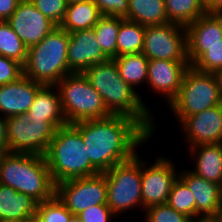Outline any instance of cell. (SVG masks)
<instances>
[{"mask_svg": "<svg viewBox=\"0 0 222 222\" xmlns=\"http://www.w3.org/2000/svg\"><path fill=\"white\" fill-rule=\"evenodd\" d=\"M73 125L82 135L91 164L100 173L131 159L138 153L136 149L152 137L135 119L124 115Z\"/></svg>", "mask_w": 222, "mask_h": 222, "instance_id": "6da1fadb", "label": "cell"}, {"mask_svg": "<svg viewBox=\"0 0 222 222\" xmlns=\"http://www.w3.org/2000/svg\"><path fill=\"white\" fill-rule=\"evenodd\" d=\"M83 75L101 95L106 108L112 115L131 117L151 136L156 133L151 109L146 106L136 89L121 78L117 65L112 59L90 66Z\"/></svg>", "mask_w": 222, "mask_h": 222, "instance_id": "7a4b0ae2", "label": "cell"}, {"mask_svg": "<svg viewBox=\"0 0 222 222\" xmlns=\"http://www.w3.org/2000/svg\"><path fill=\"white\" fill-rule=\"evenodd\" d=\"M0 183L38 203L52 199L56 192L45 157L38 154L6 152L0 160Z\"/></svg>", "mask_w": 222, "mask_h": 222, "instance_id": "3957f363", "label": "cell"}, {"mask_svg": "<svg viewBox=\"0 0 222 222\" xmlns=\"http://www.w3.org/2000/svg\"><path fill=\"white\" fill-rule=\"evenodd\" d=\"M44 157L55 184L100 173L91 164L82 135L73 124L57 128Z\"/></svg>", "mask_w": 222, "mask_h": 222, "instance_id": "277c9868", "label": "cell"}, {"mask_svg": "<svg viewBox=\"0 0 222 222\" xmlns=\"http://www.w3.org/2000/svg\"><path fill=\"white\" fill-rule=\"evenodd\" d=\"M69 33L57 26L37 45L28 49L23 75L43 85H56L69 75Z\"/></svg>", "mask_w": 222, "mask_h": 222, "instance_id": "5b68a950", "label": "cell"}, {"mask_svg": "<svg viewBox=\"0 0 222 222\" xmlns=\"http://www.w3.org/2000/svg\"><path fill=\"white\" fill-rule=\"evenodd\" d=\"M67 124L102 119L112 114L83 73L66 75L56 84Z\"/></svg>", "mask_w": 222, "mask_h": 222, "instance_id": "8992f818", "label": "cell"}, {"mask_svg": "<svg viewBox=\"0 0 222 222\" xmlns=\"http://www.w3.org/2000/svg\"><path fill=\"white\" fill-rule=\"evenodd\" d=\"M214 73L201 72L190 66L183 77L178 95L167 106L179 123L188 116L221 104Z\"/></svg>", "mask_w": 222, "mask_h": 222, "instance_id": "52a82bcc", "label": "cell"}, {"mask_svg": "<svg viewBox=\"0 0 222 222\" xmlns=\"http://www.w3.org/2000/svg\"><path fill=\"white\" fill-rule=\"evenodd\" d=\"M107 183V205L115 214L138 206L143 209L141 194L142 158L136 153L128 161L103 172Z\"/></svg>", "mask_w": 222, "mask_h": 222, "instance_id": "ba28073f", "label": "cell"}, {"mask_svg": "<svg viewBox=\"0 0 222 222\" xmlns=\"http://www.w3.org/2000/svg\"><path fill=\"white\" fill-rule=\"evenodd\" d=\"M56 128L47 120H32L25 115L7 118L8 152L45 155Z\"/></svg>", "mask_w": 222, "mask_h": 222, "instance_id": "9c48e42d", "label": "cell"}, {"mask_svg": "<svg viewBox=\"0 0 222 222\" xmlns=\"http://www.w3.org/2000/svg\"><path fill=\"white\" fill-rule=\"evenodd\" d=\"M142 53L148 59L189 61L185 26L175 23L145 26Z\"/></svg>", "mask_w": 222, "mask_h": 222, "instance_id": "30bf717a", "label": "cell"}, {"mask_svg": "<svg viewBox=\"0 0 222 222\" xmlns=\"http://www.w3.org/2000/svg\"><path fill=\"white\" fill-rule=\"evenodd\" d=\"M55 195L73 215L93 205L107 204L105 175L98 173L58 183Z\"/></svg>", "mask_w": 222, "mask_h": 222, "instance_id": "8fae6325", "label": "cell"}, {"mask_svg": "<svg viewBox=\"0 0 222 222\" xmlns=\"http://www.w3.org/2000/svg\"><path fill=\"white\" fill-rule=\"evenodd\" d=\"M142 159L141 194L143 209L160 204H167L173 183L179 176L171 159L158 157L148 166Z\"/></svg>", "mask_w": 222, "mask_h": 222, "instance_id": "7c38bea8", "label": "cell"}, {"mask_svg": "<svg viewBox=\"0 0 222 222\" xmlns=\"http://www.w3.org/2000/svg\"><path fill=\"white\" fill-rule=\"evenodd\" d=\"M7 22L28 49L57 27L30 0H21Z\"/></svg>", "mask_w": 222, "mask_h": 222, "instance_id": "4fadbf2b", "label": "cell"}, {"mask_svg": "<svg viewBox=\"0 0 222 222\" xmlns=\"http://www.w3.org/2000/svg\"><path fill=\"white\" fill-rule=\"evenodd\" d=\"M181 124V125H180ZM179 125L185 134L187 147L222 142V103L185 117Z\"/></svg>", "mask_w": 222, "mask_h": 222, "instance_id": "5bb4252c", "label": "cell"}, {"mask_svg": "<svg viewBox=\"0 0 222 222\" xmlns=\"http://www.w3.org/2000/svg\"><path fill=\"white\" fill-rule=\"evenodd\" d=\"M189 61L149 59L147 85L151 91L164 96L168 105L178 95Z\"/></svg>", "mask_w": 222, "mask_h": 222, "instance_id": "9a60e30c", "label": "cell"}, {"mask_svg": "<svg viewBox=\"0 0 222 222\" xmlns=\"http://www.w3.org/2000/svg\"><path fill=\"white\" fill-rule=\"evenodd\" d=\"M110 60L102 51L93 28L69 33L67 61L69 74L83 73L92 65Z\"/></svg>", "mask_w": 222, "mask_h": 222, "instance_id": "2e32d148", "label": "cell"}, {"mask_svg": "<svg viewBox=\"0 0 222 222\" xmlns=\"http://www.w3.org/2000/svg\"><path fill=\"white\" fill-rule=\"evenodd\" d=\"M179 177L194 195L196 219L217 218L222 209L221 185L210 182L190 170H181Z\"/></svg>", "mask_w": 222, "mask_h": 222, "instance_id": "e0dca14e", "label": "cell"}, {"mask_svg": "<svg viewBox=\"0 0 222 222\" xmlns=\"http://www.w3.org/2000/svg\"><path fill=\"white\" fill-rule=\"evenodd\" d=\"M42 86L24 75L15 82L0 85V115L6 118L25 115Z\"/></svg>", "mask_w": 222, "mask_h": 222, "instance_id": "ac0fdd59", "label": "cell"}, {"mask_svg": "<svg viewBox=\"0 0 222 222\" xmlns=\"http://www.w3.org/2000/svg\"><path fill=\"white\" fill-rule=\"evenodd\" d=\"M185 29L190 65L203 54V45H214L222 39V30L210 13L200 16L197 20L186 26Z\"/></svg>", "mask_w": 222, "mask_h": 222, "instance_id": "d6986e66", "label": "cell"}, {"mask_svg": "<svg viewBox=\"0 0 222 222\" xmlns=\"http://www.w3.org/2000/svg\"><path fill=\"white\" fill-rule=\"evenodd\" d=\"M27 120L49 121L56 129L67 124L61 107L60 93L56 85H43L37 92L33 104L25 114Z\"/></svg>", "mask_w": 222, "mask_h": 222, "instance_id": "ffe728a7", "label": "cell"}, {"mask_svg": "<svg viewBox=\"0 0 222 222\" xmlns=\"http://www.w3.org/2000/svg\"><path fill=\"white\" fill-rule=\"evenodd\" d=\"M38 202L0 183V221H30L36 218Z\"/></svg>", "mask_w": 222, "mask_h": 222, "instance_id": "44dd1931", "label": "cell"}, {"mask_svg": "<svg viewBox=\"0 0 222 222\" xmlns=\"http://www.w3.org/2000/svg\"><path fill=\"white\" fill-rule=\"evenodd\" d=\"M191 158H194V174L222 185V143L201 144L188 148Z\"/></svg>", "mask_w": 222, "mask_h": 222, "instance_id": "7402d4cb", "label": "cell"}, {"mask_svg": "<svg viewBox=\"0 0 222 222\" xmlns=\"http://www.w3.org/2000/svg\"><path fill=\"white\" fill-rule=\"evenodd\" d=\"M102 16L93 0H85L67 5L63 21L59 25L68 33L93 28Z\"/></svg>", "mask_w": 222, "mask_h": 222, "instance_id": "603a6c76", "label": "cell"}, {"mask_svg": "<svg viewBox=\"0 0 222 222\" xmlns=\"http://www.w3.org/2000/svg\"><path fill=\"white\" fill-rule=\"evenodd\" d=\"M126 20L143 26L163 25L167 23L164 0H128Z\"/></svg>", "mask_w": 222, "mask_h": 222, "instance_id": "cb8c5ba5", "label": "cell"}, {"mask_svg": "<svg viewBox=\"0 0 222 222\" xmlns=\"http://www.w3.org/2000/svg\"><path fill=\"white\" fill-rule=\"evenodd\" d=\"M121 78L133 89L140 84H147L149 59L143 53L125 54L112 59Z\"/></svg>", "mask_w": 222, "mask_h": 222, "instance_id": "d4e9b609", "label": "cell"}, {"mask_svg": "<svg viewBox=\"0 0 222 222\" xmlns=\"http://www.w3.org/2000/svg\"><path fill=\"white\" fill-rule=\"evenodd\" d=\"M145 26L120 17L117 36V57L125 54L142 53Z\"/></svg>", "mask_w": 222, "mask_h": 222, "instance_id": "484cf974", "label": "cell"}, {"mask_svg": "<svg viewBox=\"0 0 222 222\" xmlns=\"http://www.w3.org/2000/svg\"><path fill=\"white\" fill-rule=\"evenodd\" d=\"M167 13V23L188 26L207 11L199 0H164Z\"/></svg>", "mask_w": 222, "mask_h": 222, "instance_id": "4316f807", "label": "cell"}, {"mask_svg": "<svg viewBox=\"0 0 222 222\" xmlns=\"http://www.w3.org/2000/svg\"><path fill=\"white\" fill-rule=\"evenodd\" d=\"M120 27V17L102 15L93 27L99 46L109 58L117 57V36Z\"/></svg>", "mask_w": 222, "mask_h": 222, "instance_id": "83f0119b", "label": "cell"}, {"mask_svg": "<svg viewBox=\"0 0 222 222\" xmlns=\"http://www.w3.org/2000/svg\"><path fill=\"white\" fill-rule=\"evenodd\" d=\"M28 48L10 27L7 21H0V55L11 58L22 65L27 59Z\"/></svg>", "mask_w": 222, "mask_h": 222, "instance_id": "f1b7e54d", "label": "cell"}, {"mask_svg": "<svg viewBox=\"0 0 222 222\" xmlns=\"http://www.w3.org/2000/svg\"><path fill=\"white\" fill-rule=\"evenodd\" d=\"M167 204L177 212L188 216L191 220L196 219L194 195L187 184L179 176L173 183Z\"/></svg>", "mask_w": 222, "mask_h": 222, "instance_id": "f546056e", "label": "cell"}, {"mask_svg": "<svg viewBox=\"0 0 222 222\" xmlns=\"http://www.w3.org/2000/svg\"><path fill=\"white\" fill-rule=\"evenodd\" d=\"M72 216L73 214L56 195L37 205L36 219L38 222H69Z\"/></svg>", "mask_w": 222, "mask_h": 222, "instance_id": "4dcf8cb0", "label": "cell"}, {"mask_svg": "<svg viewBox=\"0 0 222 222\" xmlns=\"http://www.w3.org/2000/svg\"><path fill=\"white\" fill-rule=\"evenodd\" d=\"M191 66L201 72L222 70V39L214 45H203V54Z\"/></svg>", "mask_w": 222, "mask_h": 222, "instance_id": "1f68e13d", "label": "cell"}, {"mask_svg": "<svg viewBox=\"0 0 222 222\" xmlns=\"http://www.w3.org/2000/svg\"><path fill=\"white\" fill-rule=\"evenodd\" d=\"M142 211H146L145 222H191L188 216L177 212L168 204L153 205Z\"/></svg>", "mask_w": 222, "mask_h": 222, "instance_id": "d6a6232c", "label": "cell"}, {"mask_svg": "<svg viewBox=\"0 0 222 222\" xmlns=\"http://www.w3.org/2000/svg\"><path fill=\"white\" fill-rule=\"evenodd\" d=\"M36 9L59 26L65 16L66 0H30Z\"/></svg>", "mask_w": 222, "mask_h": 222, "instance_id": "836d02e7", "label": "cell"}, {"mask_svg": "<svg viewBox=\"0 0 222 222\" xmlns=\"http://www.w3.org/2000/svg\"><path fill=\"white\" fill-rule=\"evenodd\" d=\"M21 76H23V65L0 55V85L15 82Z\"/></svg>", "mask_w": 222, "mask_h": 222, "instance_id": "e575fe53", "label": "cell"}, {"mask_svg": "<svg viewBox=\"0 0 222 222\" xmlns=\"http://www.w3.org/2000/svg\"><path fill=\"white\" fill-rule=\"evenodd\" d=\"M81 222H110L116 215L107 204L93 205L78 214Z\"/></svg>", "mask_w": 222, "mask_h": 222, "instance_id": "d590c367", "label": "cell"}, {"mask_svg": "<svg viewBox=\"0 0 222 222\" xmlns=\"http://www.w3.org/2000/svg\"><path fill=\"white\" fill-rule=\"evenodd\" d=\"M98 6L102 15L118 16L126 18L128 16V0H93Z\"/></svg>", "mask_w": 222, "mask_h": 222, "instance_id": "8d00e7d4", "label": "cell"}, {"mask_svg": "<svg viewBox=\"0 0 222 222\" xmlns=\"http://www.w3.org/2000/svg\"><path fill=\"white\" fill-rule=\"evenodd\" d=\"M21 0H0V21H7Z\"/></svg>", "mask_w": 222, "mask_h": 222, "instance_id": "74e56055", "label": "cell"}, {"mask_svg": "<svg viewBox=\"0 0 222 222\" xmlns=\"http://www.w3.org/2000/svg\"><path fill=\"white\" fill-rule=\"evenodd\" d=\"M0 146L8 152L7 118L0 115Z\"/></svg>", "mask_w": 222, "mask_h": 222, "instance_id": "f35d334b", "label": "cell"}, {"mask_svg": "<svg viewBox=\"0 0 222 222\" xmlns=\"http://www.w3.org/2000/svg\"><path fill=\"white\" fill-rule=\"evenodd\" d=\"M214 74L217 82V87L219 90L220 99L222 102V70L216 71Z\"/></svg>", "mask_w": 222, "mask_h": 222, "instance_id": "ab89813d", "label": "cell"}, {"mask_svg": "<svg viewBox=\"0 0 222 222\" xmlns=\"http://www.w3.org/2000/svg\"><path fill=\"white\" fill-rule=\"evenodd\" d=\"M210 14L216 19L220 26V29L222 30V10L213 11L210 12Z\"/></svg>", "mask_w": 222, "mask_h": 222, "instance_id": "60d3db41", "label": "cell"}, {"mask_svg": "<svg viewBox=\"0 0 222 222\" xmlns=\"http://www.w3.org/2000/svg\"><path fill=\"white\" fill-rule=\"evenodd\" d=\"M202 7L208 11L214 4L215 0H199Z\"/></svg>", "mask_w": 222, "mask_h": 222, "instance_id": "b9f144b4", "label": "cell"}, {"mask_svg": "<svg viewBox=\"0 0 222 222\" xmlns=\"http://www.w3.org/2000/svg\"><path fill=\"white\" fill-rule=\"evenodd\" d=\"M222 10V0H215L213 6L207 11V13Z\"/></svg>", "mask_w": 222, "mask_h": 222, "instance_id": "7bdbcfd3", "label": "cell"}, {"mask_svg": "<svg viewBox=\"0 0 222 222\" xmlns=\"http://www.w3.org/2000/svg\"><path fill=\"white\" fill-rule=\"evenodd\" d=\"M191 222H219L217 218H200L191 220Z\"/></svg>", "mask_w": 222, "mask_h": 222, "instance_id": "ee69618b", "label": "cell"}, {"mask_svg": "<svg viewBox=\"0 0 222 222\" xmlns=\"http://www.w3.org/2000/svg\"><path fill=\"white\" fill-rule=\"evenodd\" d=\"M69 222H81V219L78 217V215H73Z\"/></svg>", "mask_w": 222, "mask_h": 222, "instance_id": "f6af8a7d", "label": "cell"}, {"mask_svg": "<svg viewBox=\"0 0 222 222\" xmlns=\"http://www.w3.org/2000/svg\"><path fill=\"white\" fill-rule=\"evenodd\" d=\"M5 153H6V150L2 146H0V160Z\"/></svg>", "mask_w": 222, "mask_h": 222, "instance_id": "bcb514c9", "label": "cell"}, {"mask_svg": "<svg viewBox=\"0 0 222 222\" xmlns=\"http://www.w3.org/2000/svg\"><path fill=\"white\" fill-rule=\"evenodd\" d=\"M80 1H85V0H66V2H67L68 4L76 3V2H80Z\"/></svg>", "mask_w": 222, "mask_h": 222, "instance_id": "7dc6e473", "label": "cell"}, {"mask_svg": "<svg viewBox=\"0 0 222 222\" xmlns=\"http://www.w3.org/2000/svg\"><path fill=\"white\" fill-rule=\"evenodd\" d=\"M217 219H218L219 222H222V209H221Z\"/></svg>", "mask_w": 222, "mask_h": 222, "instance_id": "c3c4849f", "label": "cell"}, {"mask_svg": "<svg viewBox=\"0 0 222 222\" xmlns=\"http://www.w3.org/2000/svg\"><path fill=\"white\" fill-rule=\"evenodd\" d=\"M0 222H26V221L7 220V221H0Z\"/></svg>", "mask_w": 222, "mask_h": 222, "instance_id": "681fc988", "label": "cell"}, {"mask_svg": "<svg viewBox=\"0 0 222 222\" xmlns=\"http://www.w3.org/2000/svg\"><path fill=\"white\" fill-rule=\"evenodd\" d=\"M26 222H38V220L35 218V219H32L30 221H26Z\"/></svg>", "mask_w": 222, "mask_h": 222, "instance_id": "f907efd6", "label": "cell"}]
</instances>
